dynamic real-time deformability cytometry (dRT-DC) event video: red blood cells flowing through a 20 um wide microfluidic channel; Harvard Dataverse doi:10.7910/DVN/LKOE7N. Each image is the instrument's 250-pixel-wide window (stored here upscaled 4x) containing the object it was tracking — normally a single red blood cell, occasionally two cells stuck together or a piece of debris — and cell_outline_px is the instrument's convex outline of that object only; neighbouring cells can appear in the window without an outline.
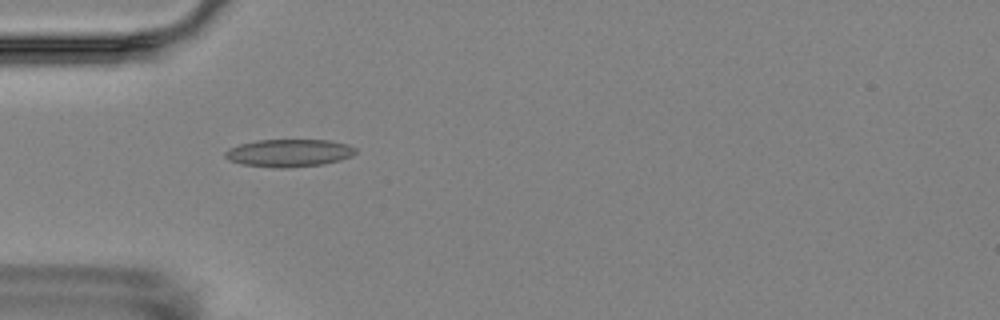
{"species": "Egyptian fruit bat (a non-hibernating species)", "species_latin": "Rousettus aegyptiacus", "temperature_condition": "room temperature", "stored_images_in_passage": 2, "camera_frame_rate_fps": 3000, "um_per_image_px": 0.085, "animal": {"sex": "female"}, "frame": {"image": 1, "passage_image": 1, "time_ms": 0.0, "image_size_px": [1000, 320], "cell_outline_px": [[356, 152], [352, 156], [340, 160], [324, 164], [288, 168], [276, 168], [244, 164], [228, 160], [224, 156], [224, 152], [228, 148], [240, 144], [256, 140], [328, 140], [348, 144], [356, 148]], "centroid_in_image_um": [24.56, 13.0], "position_along_channel_um": 60.4, "area_um2": 21.1}}